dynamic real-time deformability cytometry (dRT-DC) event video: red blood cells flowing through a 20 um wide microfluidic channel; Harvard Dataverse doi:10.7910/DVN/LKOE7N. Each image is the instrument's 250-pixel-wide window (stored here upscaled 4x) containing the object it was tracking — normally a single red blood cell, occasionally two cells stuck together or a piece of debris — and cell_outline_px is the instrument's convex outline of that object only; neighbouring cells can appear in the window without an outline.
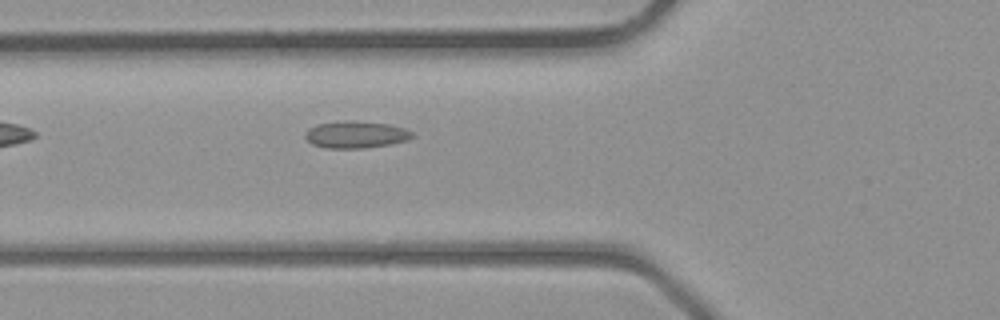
{"species": "common noctule bat (a hibernating species)", "species_latin": "Nyctalus noctula", "temperature_condition": "room temperature", "stored_images_in_passage": 28, "camera_frame_rate_fps": 3000, "um_per_image_px": 0.085, "animal": {"sex": "male", "body_mass_g": 23.1, "forearm_length_mm": 52.7}, "frame": {"image": 1, "passage_image": 2, "time_ms": 0.333, "image_size_px": [1000, 320], "cell_outline_px": [[412, 136], [408, 140], [388, 144], [364, 148], [324, 148], [312, 144], [304, 136], [304, 132], [308, 128], [316, 124], [344, 120], [348, 120], [388, 124], [404, 128], [412, 132]], "centroid_in_image_um": [30.18, 11.43], "position_along_channel_um": 95.6, "area_um2": 16.82}}
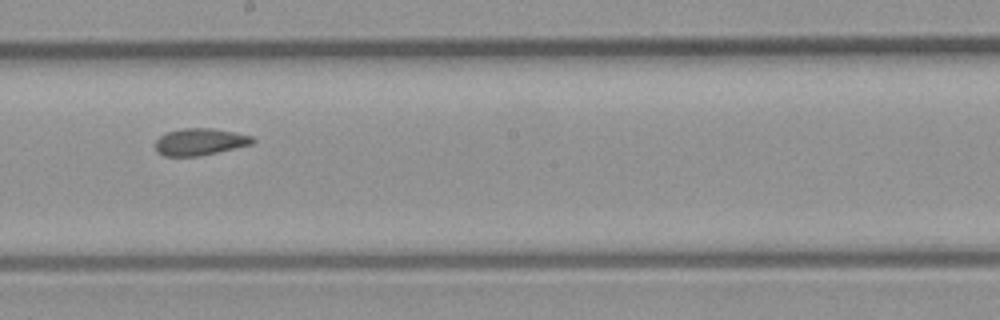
{"frame": {"image": 2, "passage_image": 10, "time_ms": 3.0, "image_size_px": [1000, 320], "cell_outline_px": [[256, 140], [252, 144], [200, 156], [164, 156], [156, 152], [156, 140], [160, 136], [168, 132], [184, 128], [212, 128], [252, 136]], "centroid_in_image_um": [16.98, 12.06], "position_along_channel_um": 231.2, "area_um2": 15.14}}
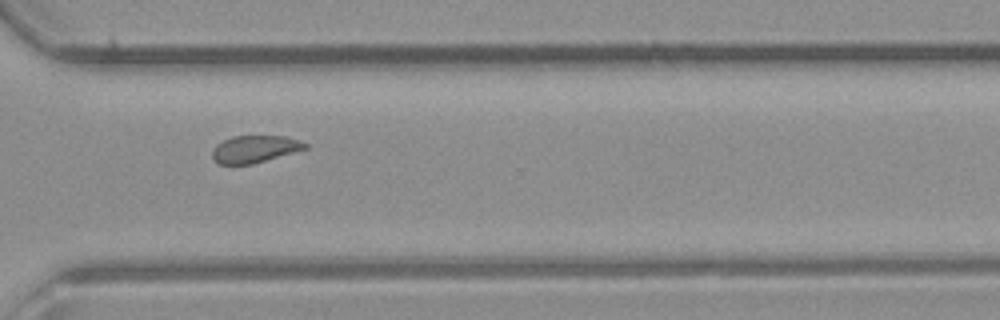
{"frame": {"image": 3, "passage_image": 17, "time_ms": 5.333, "image_size_px": [1000, 320], "cell_outline_px": [[308, 148], [252, 164], [220, 164], [212, 160], [212, 152], [216, 144], [232, 136], [284, 136], [300, 140], [308, 144]], "centroid_in_image_um": [21.64, 12.66], "position_along_channel_um": 349.0, "area_um2": 14.68}}